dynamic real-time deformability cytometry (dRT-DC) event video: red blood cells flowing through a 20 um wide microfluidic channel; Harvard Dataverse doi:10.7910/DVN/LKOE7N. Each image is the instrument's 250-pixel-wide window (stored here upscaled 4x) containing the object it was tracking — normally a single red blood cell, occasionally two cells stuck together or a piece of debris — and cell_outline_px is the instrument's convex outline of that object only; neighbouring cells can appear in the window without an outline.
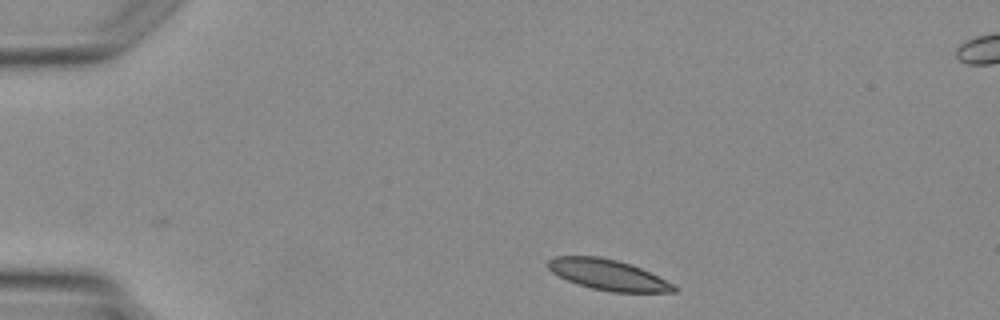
{"species": "Egyptian fruit bat (a non-hibernating species)", "species_latin": "Rousettus aegyptiacus", "temperature_condition": "warm", "stored_images_in_passage": 3, "segment_of_instrument_passage": [1, 2], "camera_frame_rate_fps": 3000, "um_per_image_px": 0.085, "animal": {"sex": "female"}, "frame": {"image": 1, "passage_image": 1, "time_ms": 0.0, "image_size_px": [1000, 320], "cell_outline_px": [[680, 288], [676, 292], [612, 292], [592, 288], [568, 280], [552, 272], [548, 268], [548, 260], [552, 256], [600, 256], [616, 260], [640, 268], [676, 284]], "centroid_in_image_um": [51.73, 23.36], "position_along_channel_um": 33.3, "area_um2": 22.37}}